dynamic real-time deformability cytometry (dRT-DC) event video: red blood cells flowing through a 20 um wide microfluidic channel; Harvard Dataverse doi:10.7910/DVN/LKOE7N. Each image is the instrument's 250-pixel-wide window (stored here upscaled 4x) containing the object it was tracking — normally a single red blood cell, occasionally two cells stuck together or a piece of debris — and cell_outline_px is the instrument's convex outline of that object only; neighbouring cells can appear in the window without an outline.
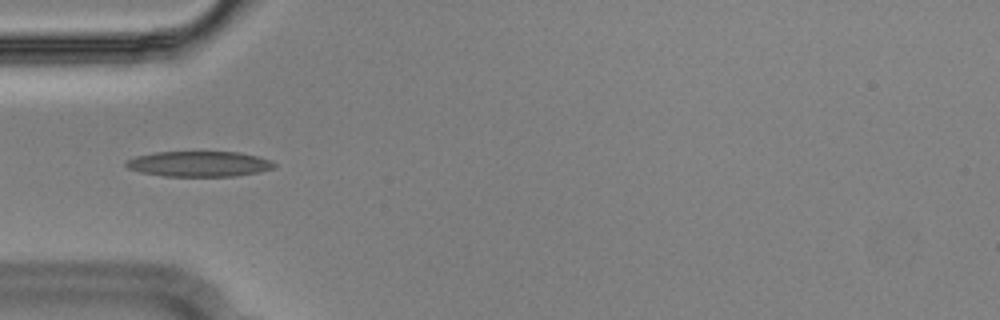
{"species": "Egyptian fruit bat (a non-hibernating species)", "species_latin": "Rousettus aegyptiacus", "temperature_condition": "cold", "stored_images_in_passage": 10, "camera_frame_rate_fps": 3000, "um_per_image_px": 0.085, "animal": {"sex": "male"}, "frame": {"image": 1, "passage_image": 2, "time_ms": 0.333, "image_size_px": [1000, 320], "cell_outline_px": [[276, 168], [260, 172], [236, 176], [164, 176], [140, 172], [128, 168], [124, 164], [128, 160], [136, 156], [156, 152], [240, 152], [272, 160], [276, 164]], "centroid_in_image_um": [16.97, 13.93], "position_along_channel_um": 68.0, "area_um2": 22.02}}